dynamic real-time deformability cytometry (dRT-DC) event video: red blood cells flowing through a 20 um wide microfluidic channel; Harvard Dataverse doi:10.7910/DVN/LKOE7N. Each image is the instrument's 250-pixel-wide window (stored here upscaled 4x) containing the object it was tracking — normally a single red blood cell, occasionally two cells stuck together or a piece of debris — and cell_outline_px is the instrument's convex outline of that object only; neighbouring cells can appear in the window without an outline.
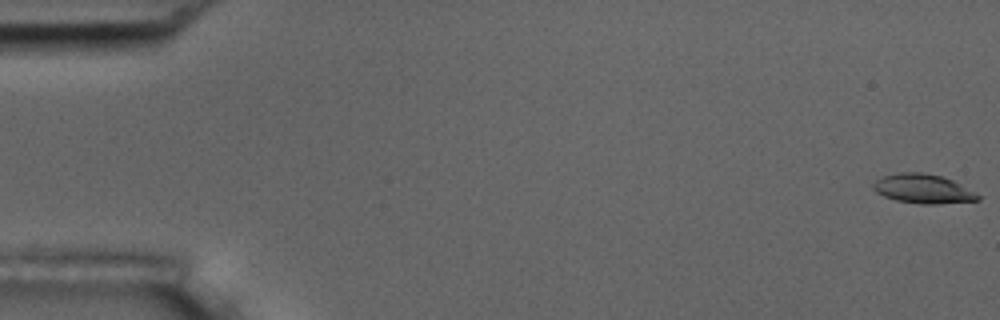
{"species": "common noctule bat (a hibernating species)", "species_latin": "Nyctalus noctula", "temperature_condition": "room temperature", "stored_images_in_passage": 6, "segment_of_instrument_passage": [2, 2], "camera_frame_rate_fps": 3000, "um_per_image_px": 0.085, "animal": {"sex": "male", "body_mass_g": 17.5, "forearm_length_mm": 52.3}, "frame": {"image": 1, "passage_image": 6, "time_ms": 6.0, "image_size_px": [1000, 320], "cell_outline_px": [[980, 200], [936, 204], [920, 204], [896, 200], [884, 196], [876, 192], [872, 188], [872, 184], [876, 180], [884, 176], [900, 172], [920, 172], [940, 176], [952, 180], [976, 192], [980, 196]], "centroid_in_image_um": [78.46, 16.05], "position_along_channel_um": 6.5, "area_um2": 17.74}}